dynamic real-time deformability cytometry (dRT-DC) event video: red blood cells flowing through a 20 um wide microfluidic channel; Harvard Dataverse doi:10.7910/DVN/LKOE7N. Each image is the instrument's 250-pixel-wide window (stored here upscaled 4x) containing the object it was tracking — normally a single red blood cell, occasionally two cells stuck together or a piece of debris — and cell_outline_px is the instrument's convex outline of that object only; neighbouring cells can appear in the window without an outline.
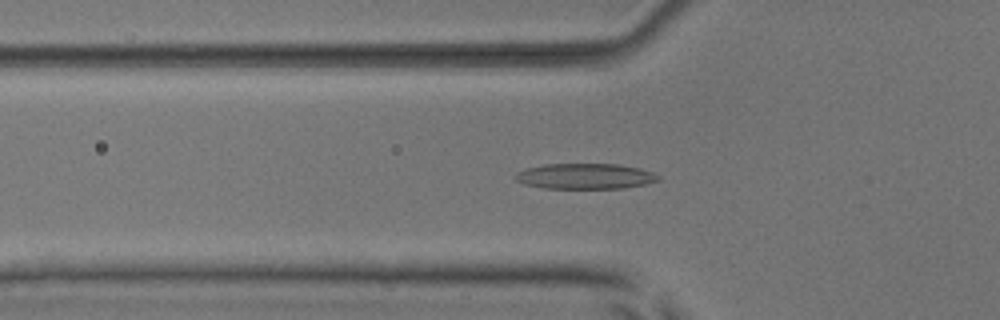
{"species": "common noctule bat (a hibernating species)", "species_latin": "Nyctalus noctula", "temperature_condition": "room temperature", "stored_images_in_passage": 53, "camera_frame_rate_fps": 3000, "um_per_image_px": 0.085, "animal": {"sex": "male", "body_mass_g": 17.9, "forearm_length_mm": 54.2}, "frame": {"image": 1, "passage_image": 19, "time_ms": 6.0, "image_size_px": [1000, 320], "cell_outline_px": [[660, 180], [644, 184], [624, 188], [544, 188], [524, 184], [516, 180], [516, 172], [524, 168], [544, 164], [620, 164], [640, 168], [652, 172], [660, 176]], "centroid_in_image_um": [49.73, 14.97], "position_along_channel_um": 76.1, "area_um2": 21.33}}
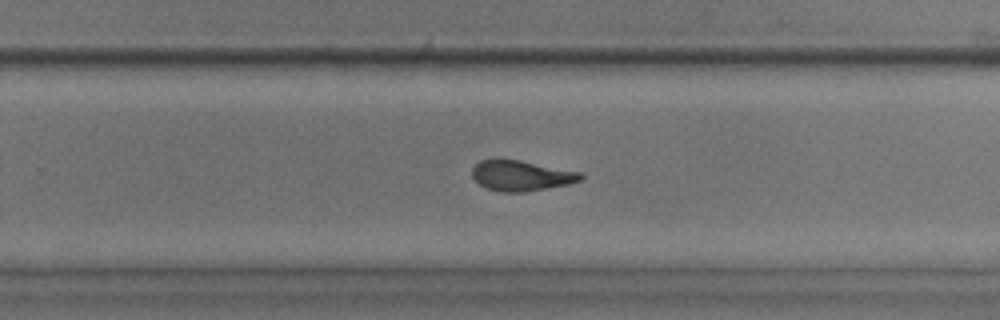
{"frame": {"image": 2, "passage_image": 35, "time_ms": 11.333, "image_size_px": [1000, 320], "cell_outline_px": [[584, 176], [580, 180], [568, 184], [524, 192], [504, 192], [488, 188], [480, 184], [472, 176], [472, 168], [480, 160], [496, 156], [520, 160], [580, 172]], "centroid_in_image_um": [44.25, 14.89], "position_along_channel_um": 285.6, "area_um2": 19.42}}
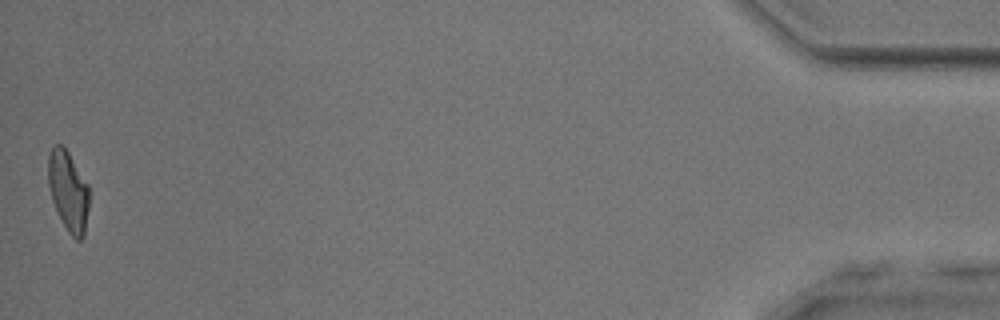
{"frame": {"image": 3, "passage_image": 53, "time_ms": 17.333, "image_size_px": [1000, 320], "cell_outline_px": [[88, 208], [84, 236], [80, 240], [76, 240], [68, 232], [52, 200], [48, 184], [48, 156], [52, 148], [56, 144], [60, 144], [68, 152], [88, 184]], "centroid_in_image_um": [5.8, 16.24], "position_along_channel_um": 429.4, "area_um2": 18.79}, "authors_computed_cell_mechanics": {"area_um2": 20.1722, "velocity_mm_per_s": 3.9345, "shape_relaxation_time_tau1_ms": 6.3896, "shape_relaxation_time_tau2_ms": 2.2325, "deformation_change_tau1": 0.2306, "deformation_change_tau2": 0.1115}}